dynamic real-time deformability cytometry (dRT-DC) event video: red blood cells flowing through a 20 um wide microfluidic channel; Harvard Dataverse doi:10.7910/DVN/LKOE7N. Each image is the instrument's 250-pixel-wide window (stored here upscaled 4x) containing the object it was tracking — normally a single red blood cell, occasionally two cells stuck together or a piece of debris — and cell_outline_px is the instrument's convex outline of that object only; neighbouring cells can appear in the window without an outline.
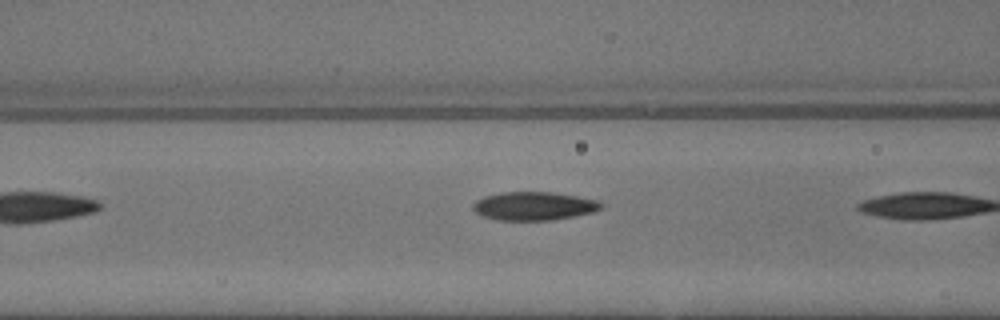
{"species": "common noctule bat (a hibernating species)", "species_latin": "Nyctalus noctula", "temperature_condition": "warm", "stored_images_in_passage": 6, "camera_frame_rate_fps": 3000, "um_per_image_px": 0.085, "animal": {"sex": "male", "body_mass_g": 13.3}, "frame": {"image": 1, "passage_image": 5, "time_ms": 1.333, "image_size_px": [1000, 320], "cell_outline_px": [[604, 208], [592, 212], [552, 220], [496, 220], [480, 216], [472, 208], [472, 204], [476, 200], [484, 196], [500, 192], [552, 192], [576, 196], [596, 200], [604, 204]], "centroid_in_image_um": [45.34, 17.51], "position_along_channel_um": 121.3, "area_um2": 21.33}}